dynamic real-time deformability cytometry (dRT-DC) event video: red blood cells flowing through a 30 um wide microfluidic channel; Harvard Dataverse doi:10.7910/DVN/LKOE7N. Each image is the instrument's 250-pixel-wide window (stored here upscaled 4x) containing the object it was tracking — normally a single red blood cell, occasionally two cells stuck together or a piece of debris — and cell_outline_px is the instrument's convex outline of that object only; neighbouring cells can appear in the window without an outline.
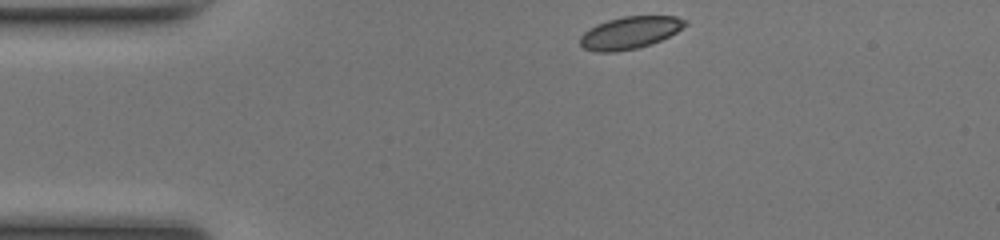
{"species": "common noctule bat (a hibernating species)", "species_latin": "Nyctalus noctula", "temperature_condition": "room temperature", "stored_images_in_passage": 41, "camera_frame_rate_fps": 3000, "um_per_image_px": 0.085, "animal": {"sex": "female", "body_mass_g": 17.0, "forearm_length_mm": 48.0}, "frame": {"image": 1, "passage_image": 1, "time_ms": 0.0, "image_size_px": [1000, 240], "cell_outline_px": [[688, 24], [676, 32], [660, 40], [636, 48], [616, 52], [596, 52], [584, 48], [580, 44], [580, 36], [588, 28], [596, 24], [608, 20], [624, 16], [676, 16], [688, 20]], "centroid_in_image_um": [53.53, 2.77], "position_along_channel_um": 31.5, "area_um2": 19.71}}
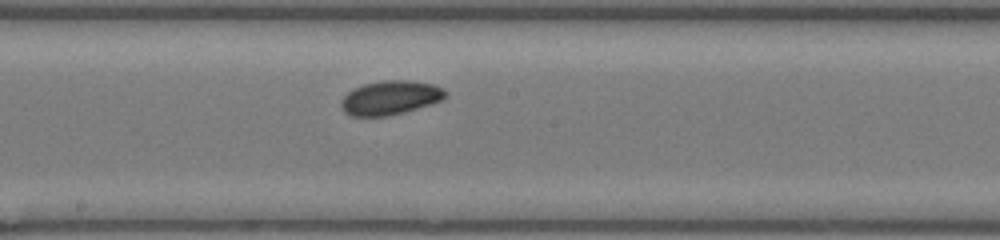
{"frame": {"image": 2, "passage_image": 18, "time_ms": 5.667, "image_size_px": [1000, 240], "cell_outline_px": [[448, 92], [440, 100], [404, 112], [388, 116], [352, 116], [344, 112], [340, 104], [344, 96], [352, 88], [364, 84], [384, 80], [412, 80], [432, 84], [444, 88]], "centroid_in_image_um": [33.15, 8.29], "position_along_channel_um": 215.1, "area_um2": 20.58}}
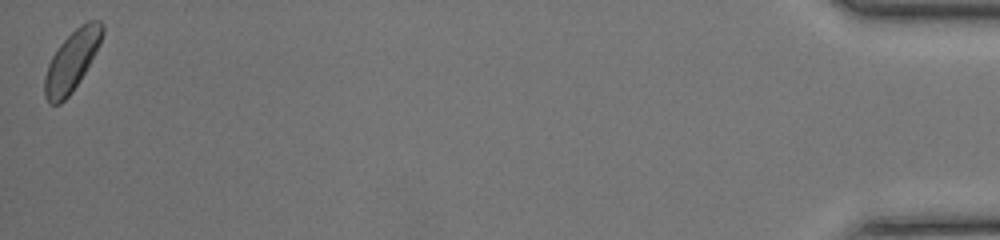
{"frame": {"image": 3, "passage_image": 41, "time_ms": 13.333, "image_size_px": [1000, 240], "cell_outline_px": [[104, 32], [100, 44], [96, 52], [80, 80], [72, 92], [60, 104], [48, 104], [44, 96], [44, 76], [48, 64], [52, 56], [60, 44], [80, 24], [88, 20], [100, 20], [104, 24]], "centroid_in_image_um": [6.11, 5.17], "position_along_channel_um": 429.1, "area_um2": 20.29}, "authors_computed_cell_mechanics": {"area_um2": 20.1722, "velocity_mm_per_s": 4.1287, "shape_relaxation_time_tau1_ms": 2.6498, "shape_relaxation_time_tau2_ms": 8.7614, "deformation_change_tau1": 0.047, "deformation_change_tau2": 0.086}}